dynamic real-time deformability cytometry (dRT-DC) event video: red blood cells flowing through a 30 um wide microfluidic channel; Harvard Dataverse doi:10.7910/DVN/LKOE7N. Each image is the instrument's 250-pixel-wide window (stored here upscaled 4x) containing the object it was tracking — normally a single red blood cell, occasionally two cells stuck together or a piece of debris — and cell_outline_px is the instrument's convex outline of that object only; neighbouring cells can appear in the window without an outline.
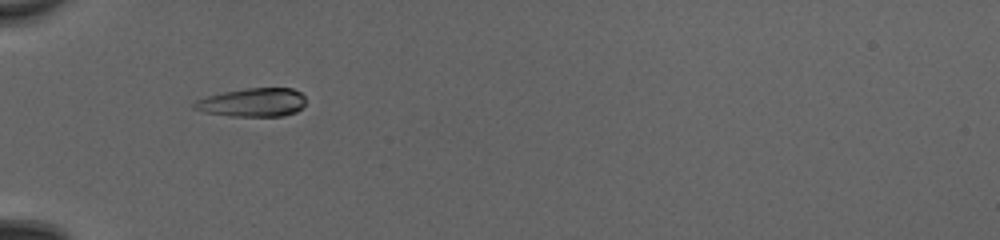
{"species": "common noctule bat (a hibernating species)", "species_latin": "Nyctalus noctula", "temperature_condition": "cold", "stored_images_in_passage": 33, "camera_frame_rate_fps": 3000, "um_per_image_px": 0.085, "animal": {"sex": "female", "body_mass_g": 20.0, "forearm_length_mm": 54.0}, "frame": {"image": 1, "passage_image": 1, "time_ms": 0.0, "image_size_px": [1000, 240], "cell_outline_px": [[304, 104], [296, 112], [284, 116], [228, 116], [204, 112], [192, 108], [192, 104], [196, 100], [208, 96], [224, 92], [248, 88], [292, 88], [300, 92], [304, 96]], "centroid_in_image_um": [21.46, 8.71], "position_along_channel_um": 63.5, "area_um2": 18.55}}
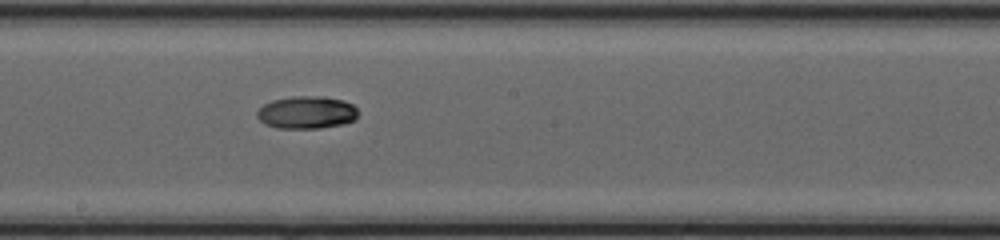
{"frame": {"image": 2, "passage_image": 13, "time_ms": 4.0, "image_size_px": [1000, 240], "cell_outline_px": [[356, 116], [352, 120], [344, 124], [320, 128], [276, 128], [264, 124], [256, 116], [256, 112], [264, 104], [272, 100], [292, 96], [324, 96], [340, 100], [352, 104], [356, 108]], "centroid_in_image_um": [26.01, 9.56], "position_along_channel_um": 222.2, "area_um2": 19.13}}
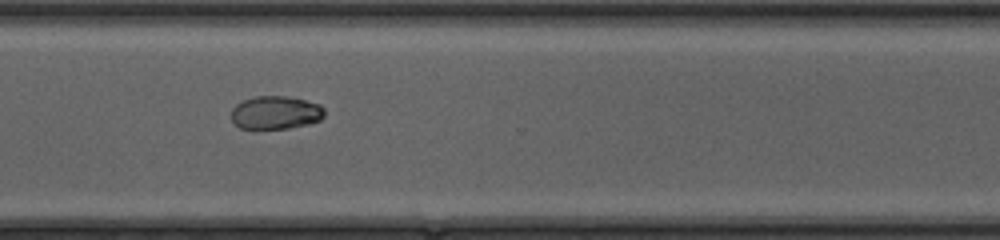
{"frame": {"image": 3, "passage_image": 22, "time_ms": 7.0, "image_size_px": [1000, 240], "cell_outline_px": [[324, 116], [320, 120], [308, 124], [288, 128], [240, 128], [232, 120], [232, 108], [236, 104], [244, 100], [256, 96], [284, 96], [304, 100], [320, 104], [324, 108]], "centroid_in_image_um": [23.44, 9.56], "position_along_channel_um": 347.2, "area_um2": 17.86}, "authors_computed_cell_mechanics": {"area_um2": 19.0162, "velocity_mm_per_s": 4.1827, "shape_relaxation_time_tau1_ms": 4.2349, "shape_relaxation_time_tau2_ms": null, "deformation_change_tau1": 0.1472, "deformation_change_tau2": null}}